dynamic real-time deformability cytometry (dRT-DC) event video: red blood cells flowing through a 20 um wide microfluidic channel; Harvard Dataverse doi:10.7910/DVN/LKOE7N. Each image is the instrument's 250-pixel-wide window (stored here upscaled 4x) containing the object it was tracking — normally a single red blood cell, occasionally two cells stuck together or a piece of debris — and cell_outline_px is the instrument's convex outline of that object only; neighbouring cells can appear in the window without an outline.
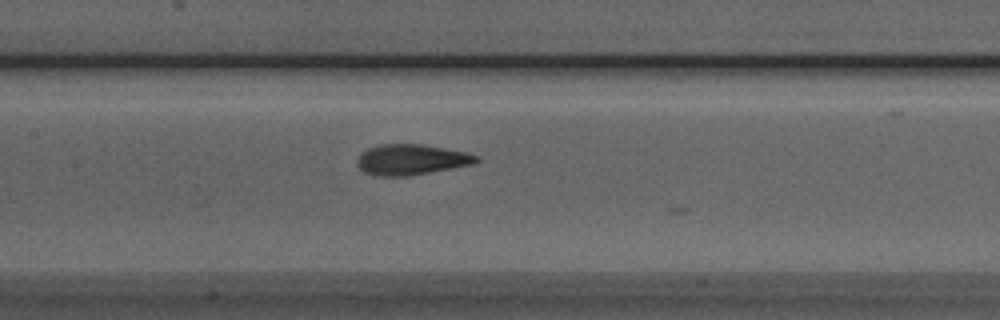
{"species": "Egyptian fruit bat (a non-hibernating species)", "species_latin": "Rousettus aegyptiacus", "temperature_condition": "room temperature", "stored_images_in_passage": 15, "camera_frame_rate_fps": 3000, "um_per_image_px": 0.085, "animal": {"sex": "male"}, "frame": {"image": 1, "passage_image": 10, "time_ms": 3.0, "image_size_px": [1000, 320], "cell_outline_px": [[480, 160], [472, 164], [408, 176], [376, 176], [364, 172], [356, 164], [356, 160], [360, 152], [368, 148], [380, 144], [420, 144], [468, 152], [480, 156]], "centroid_in_image_um": [34.93, 13.56], "position_along_channel_um": 172.5, "area_um2": 21.33}}
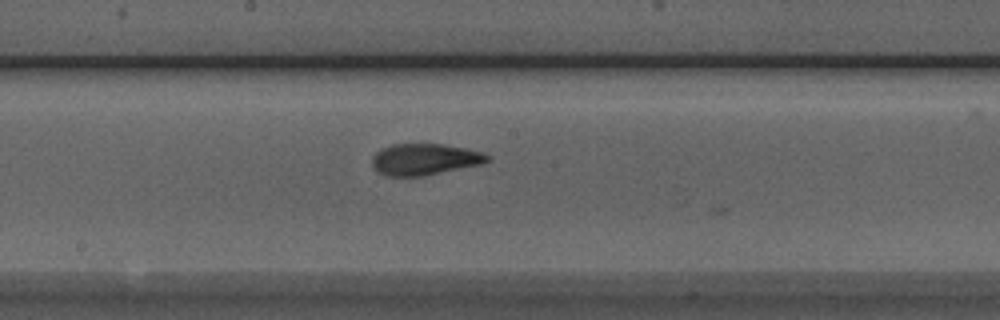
{"frame": {"image": 2, "passage_image": 13, "time_ms": 4.0, "image_size_px": [1000, 320], "cell_outline_px": [[492, 160], [484, 164], [424, 176], [388, 176], [380, 172], [372, 164], [372, 156], [380, 148], [392, 144], [444, 144], [484, 152], [492, 156]], "centroid_in_image_um": [36.17, 13.54], "position_along_channel_um": 212.0, "area_um2": 21.39}}